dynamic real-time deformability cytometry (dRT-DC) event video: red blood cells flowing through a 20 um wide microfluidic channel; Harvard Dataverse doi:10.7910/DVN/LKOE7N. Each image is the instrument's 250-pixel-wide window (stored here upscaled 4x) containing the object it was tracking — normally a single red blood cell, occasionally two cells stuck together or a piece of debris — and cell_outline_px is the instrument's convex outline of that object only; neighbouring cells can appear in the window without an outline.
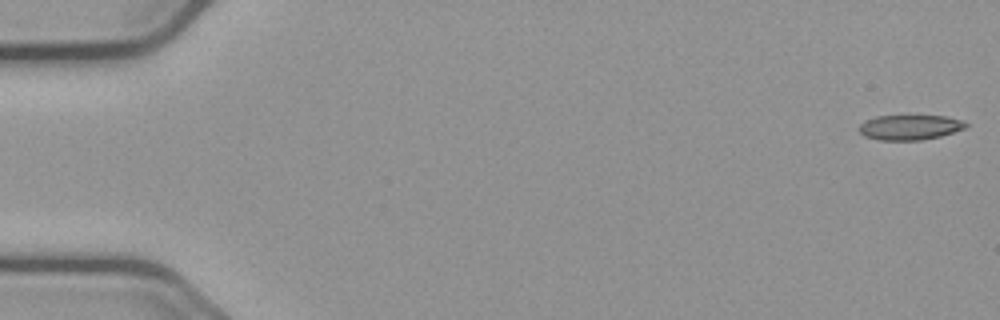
{"species": "common noctule bat (a hibernating species)", "species_latin": "Nyctalus noctula", "temperature_condition": "cold", "stored_images_in_passage": 50, "camera_frame_rate_fps": 3000, "um_per_image_px": 0.085, "animal": {"sex": "male", "body_mass_g": 23.1, "forearm_length_mm": 52.7}, "frame": {"image": 1, "passage_image": 1, "time_ms": 0.0, "image_size_px": [1000, 320], "cell_outline_px": [[968, 124], [964, 128], [940, 136], [920, 140], [876, 140], [864, 136], [856, 128], [864, 120], [876, 116], [944, 116], [964, 120]], "centroid_in_image_um": [77.28, 10.82], "position_along_channel_um": 7.7, "area_um2": 15.61}}
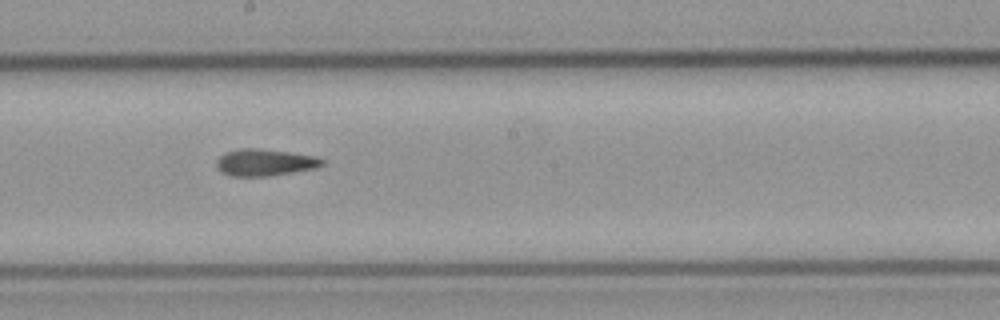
{"frame": {"image": 2, "passage_image": 31, "time_ms": 10.0, "image_size_px": [1000, 320], "cell_outline_px": [[324, 164], [316, 168], [268, 176], [232, 176], [220, 172], [216, 168], [216, 160], [220, 156], [228, 152], [240, 148], [256, 148], [288, 152], [316, 156], [324, 160]], "centroid_in_image_um": [22.49, 13.81], "position_along_channel_um": 225.7, "area_um2": 16.47}}
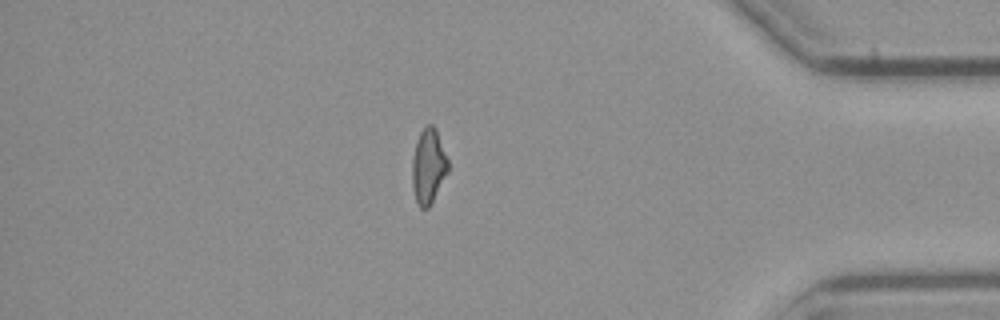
{"frame": {"image": 3, "passage_image": 48, "time_ms": 15.667, "image_size_px": [1000, 320], "cell_outline_px": [[448, 172], [428, 208], [420, 208], [416, 200], [412, 184], [412, 160], [416, 140], [420, 132], [428, 124], [432, 124], [436, 128], [448, 160]], "centroid_in_image_um": [36.41, 14.1], "position_along_channel_um": 398.8, "area_um2": 15.55}}